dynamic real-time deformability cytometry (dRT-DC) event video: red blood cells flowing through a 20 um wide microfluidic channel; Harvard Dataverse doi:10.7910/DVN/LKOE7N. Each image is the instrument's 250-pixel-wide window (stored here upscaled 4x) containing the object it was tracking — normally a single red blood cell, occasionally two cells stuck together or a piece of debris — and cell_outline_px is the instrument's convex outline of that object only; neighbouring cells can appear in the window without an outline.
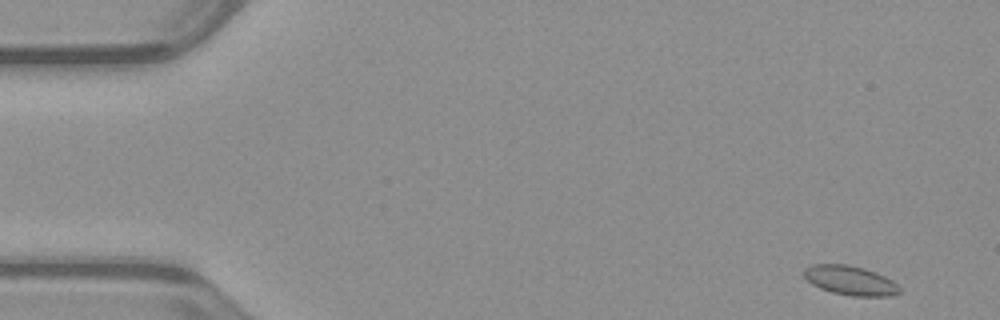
{"species": "common noctule bat (a hibernating species)", "species_latin": "Nyctalus noctula", "temperature_condition": "warm", "stored_images_in_passage": 50, "camera_frame_rate_fps": 3000, "um_per_image_px": 0.085, "animal": {"sex": "male", "body_mass_g": 23.1, "forearm_length_mm": 52.7}, "frame": {"image": 1, "passage_image": 1, "time_ms": 0.0, "image_size_px": [1000, 320], "cell_outline_px": [[900, 292], [892, 296], [852, 296], [832, 292], [820, 288], [812, 284], [804, 276], [804, 268], [812, 264], [844, 264], [864, 268], [876, 272], [892, 280], [900, 288]], "centroid_in_image_um": [72.27, 23.84], "position_along_channel_um": 12.7, "area_um2": 16.3}}
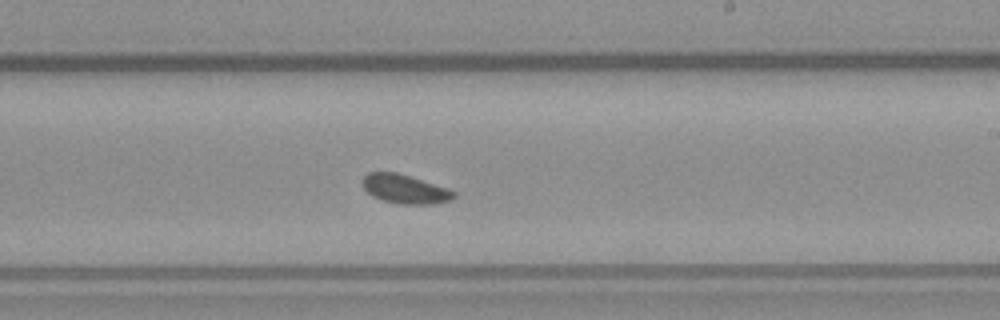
{"frame": {"image": 2, "passage_image": 29, "time_ms": 9.333, "image_size_px": [1000, 320], "cell_outline_px": [[456, 196], [452, 200], [432, 204], [400, 204], [384, 200], [372, 196], [364, 188], [360, 180], [368, 172], [396, 172], [448, 188], [456, 192]], "centroid_in_image_um": [34.42, 16.07], "position_along_channel_um": 254.6, "area_um2": 15.43}}
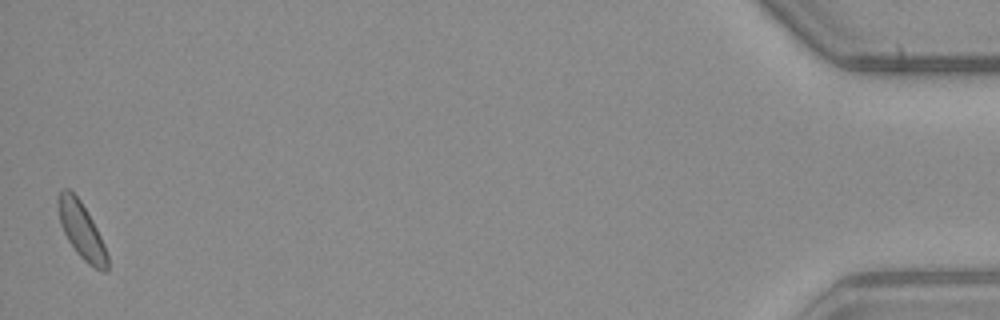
{"frame": {"image": 3, "passage_image": 50, "time_ms": 16.333, "image_size_px": [1000, 320], "cell_outline_px": [[108, 268], [104, 272], [88, 264], [76, 252], [68, 240], [60, 224], [56, 204], [56, 200], [60, 188], [68, 188], [80, 200], [92, 220], [104, 244], [108, 256]], "centroid_in_image_um": [6.89, 19.55], "position_along_channel_um": 428.3, "area_um2": 16.13}}